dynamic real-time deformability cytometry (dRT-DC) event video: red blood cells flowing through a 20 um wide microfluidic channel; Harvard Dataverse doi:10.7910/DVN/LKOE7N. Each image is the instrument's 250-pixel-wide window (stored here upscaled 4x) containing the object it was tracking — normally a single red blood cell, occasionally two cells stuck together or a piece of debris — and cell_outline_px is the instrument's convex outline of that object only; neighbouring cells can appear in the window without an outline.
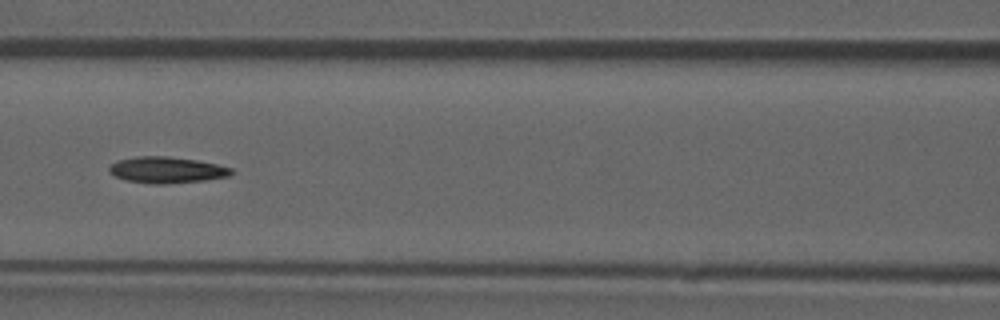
{"species": "common noctule bat (a hibernating species)", "species_latin": "Nyctalus noctula", "temperature_condition": "room temperature", "stored_images_in_passage": 9, "camera_frame_rate_fps": 3000, "um_per_image_px": 0.085, "animal": {"sex": "male", "forearm_length_mm": 52.5}, "frame": {"image": 1, "passage_image": 6, "time_ms": 1.667, "image_size_px": [1000, 320], "cell_outline_px": [[236, 172], [232, 176], [204, 180], [164, 184], [152, 184], [124, 180], [108, 172], [108, 168], [116, 160], [136, 156], [168, 156], [196, 160], [216, 164], [232, 168]], "centroid_in_image_um": [14.18, 14.44], "position_along_channel_um": 152.4, "area_um2": 18.9}}